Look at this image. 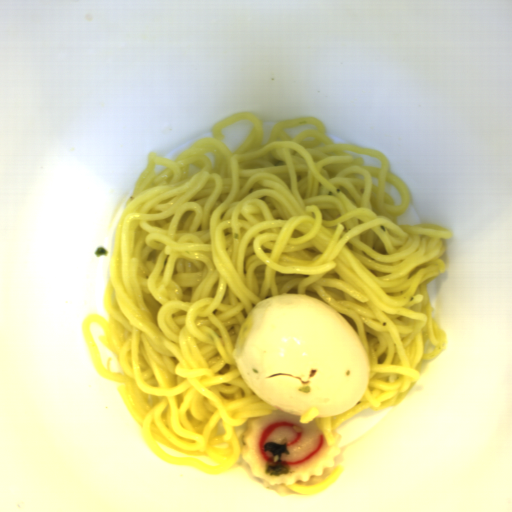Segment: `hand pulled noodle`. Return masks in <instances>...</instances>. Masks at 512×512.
Segmentation results:
<instances>
[{
    "instance_id": "hand-pulled-noodle-1",
    "label": "hand pulled noodle",
    "mask_w": 512,
    "mask_h": 512,
    "mask_svg": "<svg viewBox=\"0 0 512 512\" xmlns=\"http://www.w3.org/2000/svg\"><path fill=\"white\" fill-rule=\"evenodd\" d=\"M252 130L227 150L222 132ZM174 158L148 153L113 232L103 308L82 336L96 371L117 391L148 448L211 475L241 467L280 496H315L343 472L338 428L366 409L405 399L447 350L429 283L452 233L400 225L411 192L384 152L336 143L323 122H277L264 143L255 113L237 111ZM282 293L329 304L356 330L372 367L365 397L316 420L340 452L332 469L294 485L251 474L239 438L247 418L274 408L241 379L237 331L254 304Z\"/></svg>"
}]
</instances>
